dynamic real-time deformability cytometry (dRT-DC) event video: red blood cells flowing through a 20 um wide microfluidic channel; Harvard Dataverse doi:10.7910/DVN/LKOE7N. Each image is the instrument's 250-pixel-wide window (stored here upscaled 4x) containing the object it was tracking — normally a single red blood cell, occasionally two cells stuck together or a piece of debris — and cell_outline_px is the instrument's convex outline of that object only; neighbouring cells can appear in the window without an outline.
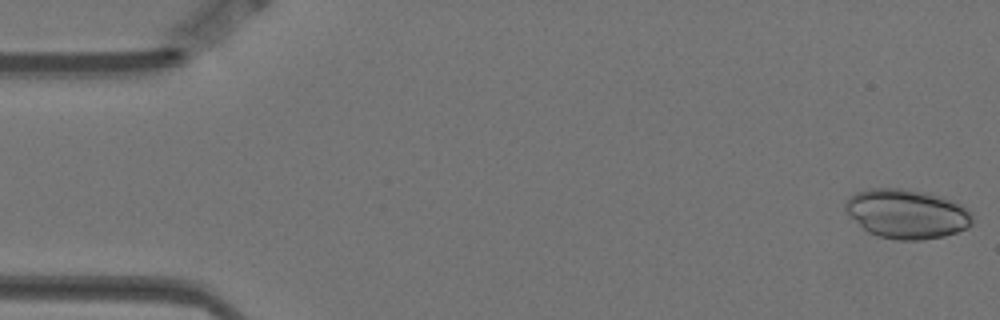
{"species": "Egyptian fruit bat (a non-hibernating species)", "species_latin": "Rousettus aegyptiacus", "temperature_condition": "warm", "stored_images_in_passage": 57, "camera_frame_rate_fps": 3000, "um_per_image_px": 0.085, "animal": {"sex": "female"}, "frame": {"image": 1, "passage_image": 1, "time_ms": 0.0, "image_size_px": [1000, 320], "cell_outline_px": [[972, 224], [968, 228], [944, 236], [920, 240], [896, 240], [880, 236], [868, 232], [848, 216], [844, 208], [844, 204], [848, 196], [856, 192], [868, 188], [900, 188], [924, 192], [940, 196], [952, 200], [968, 208], [972, 212]], "centroid_in_image_um": [77.06, 18.17], "position_along_channel_um": 7.9, "area_um2": 36.82}}
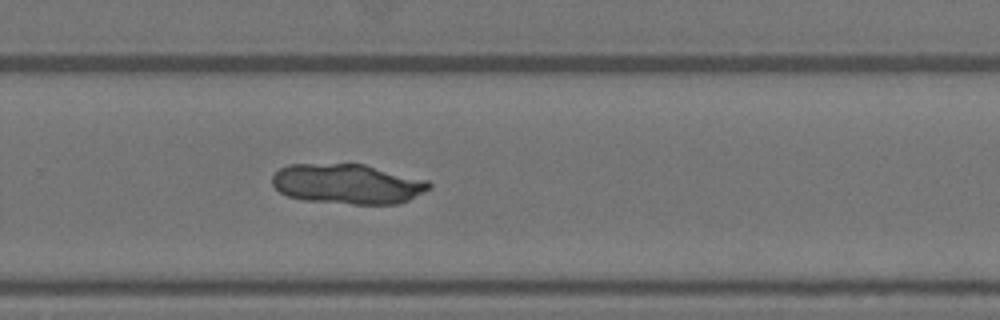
{"frame": {"image": 2, "passage_image": 37, "time_ms": 12.0, "image_size_px": [1000, 320], "cell_outline_px": [[432, 188], [400, 204], [352, 204], [304, 200], [288, 196], [280, 192], [272, 184], [272, 176], [280, 168], [288, 164], [364, 164], [428, 180], [432, 184]], "centroid_in_image_um": [29.56, 15.64], "position_along_channel_um": 300.2, "area_um2": 36.7}}
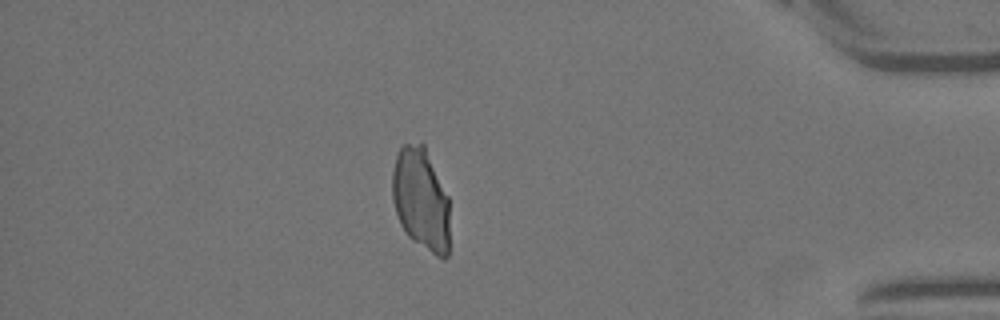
{"frame": {"image": 3, "passage_image": 49, "time_ms": 16.0, "image_size_px": [1000, 320], "cell_outline_px": [[448, 256], [444, 260], [436, 256], [412, 240], [408, 236], [400, 224], [392, 200], [392, 172], [396, 156], [400, 144], [420, 140], [424, 144], [448, 196]], "centroid_in_image_um": [35.76, 16.89], "position_along_channel_um": 399.4, "area_um2": 34.62}}